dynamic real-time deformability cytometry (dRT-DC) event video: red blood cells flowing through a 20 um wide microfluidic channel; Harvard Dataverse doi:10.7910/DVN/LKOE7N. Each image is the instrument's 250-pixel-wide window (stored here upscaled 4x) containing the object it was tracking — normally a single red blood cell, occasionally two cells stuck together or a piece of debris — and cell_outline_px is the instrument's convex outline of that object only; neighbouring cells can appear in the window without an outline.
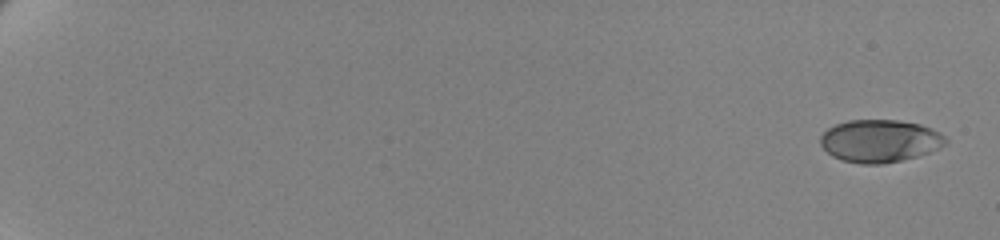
{"species": "human", "species_latin": "Homo sapiens", "temperature_condition": "cold", "stored_images_in_passage": 16, "camera_frame_rate_fps": 3000, "um_per_image_px": 0.085, "donor": {"sex": "female"}, "frame": {"image": 1, "passage_image": 1, "time_ms": 0.0, "image_size_px": [1000, 240], "cell_outline_px": [[948, 144], [928, 152], [916, 156], [884, 164], [860, 164], [840, 160], [832, 156], [820, 144], [820, 136], [828, 128], [836, 124], [848, 120], [896, 120], [920, 124], [932, 128], [940, 132], [948, 140]], "centroid_in_image_um": [74.78, 11.98], "position_along_channel_um": 10.2, "area_um2": 31.15}}